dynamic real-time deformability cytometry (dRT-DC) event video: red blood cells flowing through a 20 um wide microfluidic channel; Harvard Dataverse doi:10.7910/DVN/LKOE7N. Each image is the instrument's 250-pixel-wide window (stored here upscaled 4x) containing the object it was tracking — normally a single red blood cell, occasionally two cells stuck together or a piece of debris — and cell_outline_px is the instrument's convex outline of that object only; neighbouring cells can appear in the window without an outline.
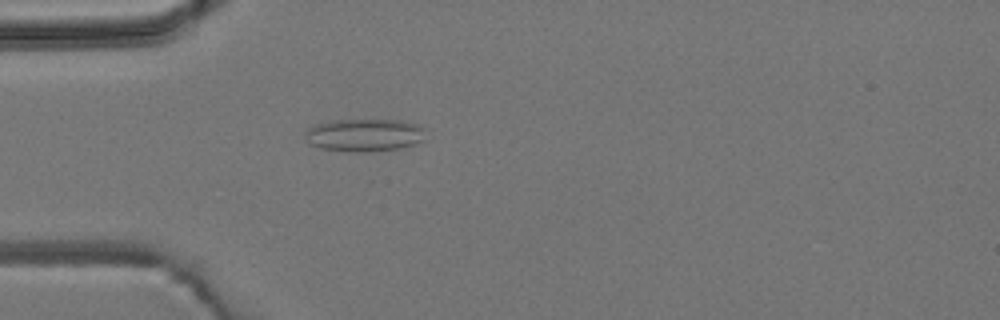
{"species": "common noctule bat (a hibernating species)", "species_latin": "Nyctalus noctula", "temperature_condition": "room temperature", "stored_images_in_passage": 2, "camera_frame_rate_fps": 3000, "um_per_image_px": 0.085, "animal": {"sex": "male", "body_mass_g": 19.2, "forearm_length_mm": 51.8}, "frame": {"image": 1, "passage_image": 2, "time_ms": 1.0, "image_size_px": [1000, 320], "cell_outline_px": [[424, 140], [400, 148], [368, 152], [356, 152], [324, 148], [312, 144], [308, 132], [308, 128], [316, 124], [332, 120], [400, 120], [416, 124], [424, 128]], "centroid_in_image_um": [31.05, 11.47], "position_along_channel_um": 53.9, "area_um2": 22.43}}